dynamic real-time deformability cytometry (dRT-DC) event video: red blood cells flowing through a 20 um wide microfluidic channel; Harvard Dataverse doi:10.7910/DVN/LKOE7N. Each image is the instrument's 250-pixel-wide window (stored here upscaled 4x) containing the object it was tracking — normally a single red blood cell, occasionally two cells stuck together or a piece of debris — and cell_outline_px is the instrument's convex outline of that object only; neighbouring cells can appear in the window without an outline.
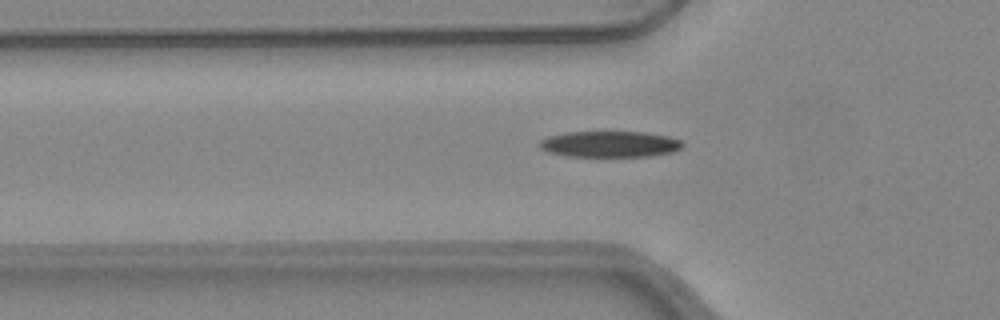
{"species": "common noctule bat (a hibernating species)", "species_latin": "Nyctalus noctula", "temperature_condition": "warm", "stored_images_in_passage": 32, "camera_frame_rate_fps": 3000, "um_per_image_px": 0.085, "animal": {"sex": "female", "body_mass_g": 24.6, "forearm_length_mm": 56.2}, "frame": {"image": 1, "passage_image": 3, "time_ms": 0.667, "image_size_px": [1000, 320], "cell_outline_px": [[684, 144], [680, 148], [672, 152], [648, 156], [568, 156], [548, 152], [540, 148], [540, 140], [548, 136], [568, 132], [644, 132], [668, 136], [680, 140]], "centroid_in_image_um": [51.82, 12.25], "position_along_channel_um": 74.0, "area_um2": 21.56}}
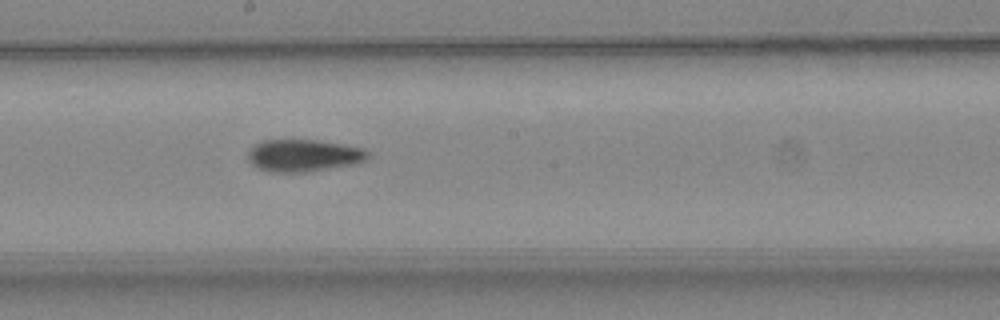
{"frame": {"image": 2, "passage_image": 14, "time_ms": 4.333, "image_size_px": [1000, 320], "cell_outline_px": [[368, 160], [352, 164], [304, 172], [272, 172], [260, 168], [252, 164], [248, 160], [248, 152], [252, 144], [264, 140], [320, 140], [364, 148], [368, 152]], "centroid_in_image_um": [25.79, 13.2], "position_along_channel_um": 222.4, "area_um2": 22.43}}
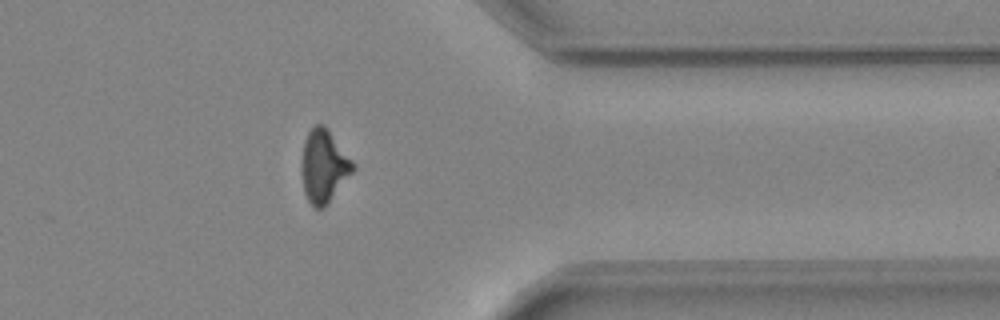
{"frame": {"image": 3, "passage_image": 27, "time_ms": 8.667, "image_size_px": [1000, 320], "cell_outline_px": [[356, 168], [328, 204], [324, 208], [316, 208], [308, 200], [304, 192], [300, 164], [300, 160], [304, 140], [308, 132], [316, 124], [324, 124], [328, 128], [356, 164]], "centroid_in_image_um": [27.53, 14.11], "position_along_channel_um": 383.9, "area_um2": 22.2}, "authors_computed_cell_mechanics": {"area_um2": 22.1663, "velocity_mm_per_s": 4.0256, "shape_relaxation_time_tau1_ms": 5.1359, "shape_relaxation_time_tau2_ms": 4.6812, "deformation_change_tau1": 0.2091, "deformation_change_tau2": 0.1396}}